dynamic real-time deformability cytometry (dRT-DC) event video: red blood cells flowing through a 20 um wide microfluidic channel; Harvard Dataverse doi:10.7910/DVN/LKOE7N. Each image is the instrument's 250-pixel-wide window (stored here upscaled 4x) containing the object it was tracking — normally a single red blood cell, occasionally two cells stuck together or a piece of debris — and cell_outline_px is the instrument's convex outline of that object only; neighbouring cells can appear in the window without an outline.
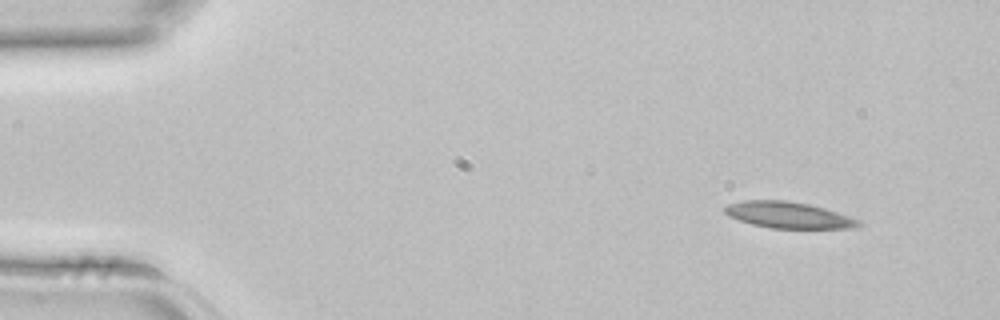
{"species": "common noctule bat (a hibernating species)", "species_latin": "Nyctalus noctula", "temperature_condition": "room temperature", "stored_images_in_passage": 2, "camera_frame_rate_fps": 3000, "um_per_image_px": 0.085, "animal": {"sex": "female", "body_mass_g": 22.7, "forearm_length_mm": 54.2}, "frame": {"image": 1, "passage_image": 1, "time_ms": 0.0, "image_size_px": [1000, 320], "cell_outline_px": [[864, 224], [852, 228], [772, 228], [752, 224], [728, 216], [724, 212], [724, 208], [728, 204], [744, 200], [784, 200], [808, 204], [824, 208], [860, 220]], "centroid_in_image_um": [67.01, 18.28], "position_along_channel_um": 18.0, "area_um2": 20.35}}